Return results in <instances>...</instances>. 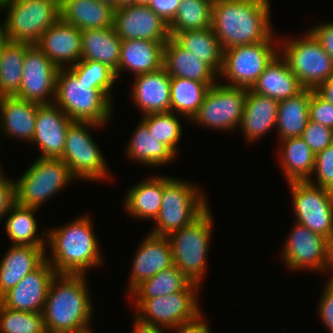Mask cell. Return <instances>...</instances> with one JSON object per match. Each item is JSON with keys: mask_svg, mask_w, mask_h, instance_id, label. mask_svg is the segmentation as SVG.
<instances>
[{"mask_svg": "<svg viewBox=\"0 0 333 333\" xmlns=\"http://www.w3.org/2000/svg\"><path fill=\"white\" fill-rule=\"evenodd\" d=\"M275 36L270 41L252 45H237L223 51V65L219 80L228 81L224 85L250 89L266 66L279 53ZM277 45V47H276Z\"/></svg>", "mask_w": 333, "mask_h": 333, "instance_id": "cell-13", "label": "cell"}, {"mask_svg": "<svg viewBox=\"0 0 333 333\" xmlns=\"http://www.w3.org/2000/svg\"><path fill=\"white\" fill-rule=\"evenodd\" d=\"M126 156L150 167L168 165L177 156L163 143L150 134L147 125L140 120L129 139Z\"/></svg>", "mask_w": 333, "mask_h": 333, "instance_id": "cell-32", "label": "cell"}, {"mask_svg": "<svg viewBox=\"0 0 333 333\" xmlns=\"http://www.w3.org/2000/svg\"><path fill=\"white\" fill-rule=\"evenodd\" d=\"M201 287L192 283L186 290L154 298H132L135 315L146 323L171 332L183 323L194 320L201 312L198 292ZM133 300V301H132Z\"/></svg>", "mask_w": 333, "mask_h": 333, "instance_id": "cell-11", "label": "cell"}, {"mask_svg": "<svg viewBox=\"0 0 333 333\" xmlns=\"http://www.w3.org/2000/svg\"><path fill=\"white\" fill-rule=\"evenodd\" d=\"M279 164L286 181H308L313 175L315 154L300 137L281 140Z\"/></svg>", "mask_w": 333, "mask_h": 333, "instance_id": "cell-33", "label": "cell"}, {"mask_svg": "<svg viewBox=\"0 0 333 333\" xmlns=\"http://www.w3.org/2000/svg\"><path fill=\"white\" fill-rule=\"evenodd\" d=\"M76 181L68 165L57 158H39L14 180L15 202L39 209L71 182Z\"/></svg>", "mask_w": 333, "mask_h": 333, "instance_id": "cell-8", "label": "cell"}, {"mask_svg": "<svg viewBox=\"0 0 333 333\" xmlns=\"http://www.w3.org/2000/svg\"><path fill=\"white\" fill-rule=\"evenodd\" d=\"M88 289L86 275H55L42 312L46 333H83L91 330L94 308Z\"/></svg>", "mask_w": 333, "mask_h": 333, "instance_id": "cell-2", "label": "cell"}, {"mask_svg": "<svg viewBox=\"0 0 333 333\" xmlns=\"http://www.w3.org/2000/svg\"><path fill=\"white\" fill-rule=\"evenodd\" d=\"M2 26L9 42L36 44L42 34L60 19L59 0H3Z\"/></svg>", "mask_w": 333, "mask_h": 333, "instance_id": "cell-7", "label": "cell"}, {"mask_svg": "<svg viewBox=\"0 0 333 333\" xmlns=\"http://www.w3.org/2000/svg\"><path fill=\"white\" fill-rule=\"evenodd\" d=\"M309 120L333 129V103L326 101L315 90L310 96Z\"/></svg>", "mask_w": 333, "mask_h": 333, "instance_id": "cell-46", "label": "cell"}, {"mask_svg": "<svg viewBox=\"0 0 333 333\" xmlns=\"http://www.w3.org/2000/svg\"><path fill=\"white\" fill-rule=\"evenodd\" d=\"M56 271L45 259L14 288L7 291L0 303L9 309L33 313L43 312L47 293Z\"/></svg>", "mask_w": 333, "mask_h": 333, "instance_id": "cell-18", "label": "cell"}, {"mask_svg": "<svg viewBox=\"0 0 333 333\" xmlns=\"http://www.w3.org/2000/svg\"><path fill=\"white\" fill-rule=\"evenodd\" d=\"M303 89L288 62L278 53L249 90L279 102L297 95Z\"/></svg>", "mask_w": 333, "mask_h": 333, "instance_id": "cell-28", "label": "cell"}, {"mask_svg": "<svg viewBox=\"0 0 333 333\" xmlns=\"http://www.w3.org/2000/svg\"><path fill=\"white\" fill-rule=\"evenodd\" d=\"M171 38L183 49L191 51L201 61L208 64L218 75L223 65V50L212 27L202 30H189L170 33Z\"/></svg>", "mask_w": 333, "mask_h": 333, "instance_id": "cell-35", "label": "cell"}, {"mask_svg": "<svg viewBox=\"0 0 333 333\" xmlns=\"http://www.w3.org/2000/svg\"><path fill=\"white\" fill-rule=\"evenodd\" d=\"M8 42H9V39L4 32L2 23H0V59L2 57L3 48L6 46V44Z\"/></svg>", "mask_w": 333, "mask_h": 333, "instance_id": "cell-54", "label": "cell"}, {"mask_svg": "<svg viewBox=\"0 0 333 333\" xmlns=\"http://www.w3.org/2000/svg\"><path fill=\"white\" fill-rule=\"evenodd\" d=\"M32 44L8 42L0 59V97L15 96L20 89L26 50Z\"/></svg>", "mask_w": 333, "mask_h": 333, "instance_id": "cell-38", "label": "cell"}, {"mask_svg": "<svg viewBox=\"0 0 333 333\" xmlns=\"http://www.w3.org/2000/svg\"><path fill=\"white\" fill-rule=\"evenodd\" d=\"M301 137L316 154L333 143V129L309 120Z\"/></svg>", "mask_w": 333, "mask_h": 333, "instance_id": "cell-45", "label": "cell"}, {"mask_svg": "<svg viewBox=\"0 0 333 333\" xmlns=\"http://www.w3.org/2000/svg\"><path fill=\"white\" fill-rule=\"evenodd\" d=\"M93 122L73 121L67 130L62 159L76 179L85 181L106 180L110 171L108 163L98 144L90 134L91 130L102 128Z\"/></svg>", "mask_w": 333, "mask_h": 333, "instance_id": "cell-9", "label": "cell"}, {"mask_svg": "<svg viewBox=\"0 0 333 333\" xmlns=\"http://www.w3.org/2000/svg\"><path fill=\"white\" fill-rule=\"evenodd\" d=\"M38 103L15 96L0 97V132L30 144L36 126Z\"/></svg>", "mask_w": 333, "mask_h": 333, "instance_id": "cell-23", "label": "cell"}, {"mask_svg": "<svg viewBox=\"0 0 333 333\" xmlns=\"http://www.w3.org/2000/svg\"><path fill=\"white\" fill-rule=\"evenodd\" d=\"M152 1L153 0H134V4L149 6Z\"/></svg>", "mask_w": 333, "mask_h": 333, "instance_id": "cell-56", "label": "cell"}, {"mask_svg": "<svg viewBox=\"0 0 333 333\" xmlns=\"http://www.w3.org/2000/svg\"><path fill=\"white\" fill-rule=\"evenodd\" d=\"M163 67L170 77L190 79L204 84H216L219 75L191 51L170 38L163 48Z\"/></svg>", "mask_w": 333, "mask_h": 333, "instance_id": "cell-27", "label": "cell"}, {"mask_svg": "<svg viewBox=\"0 0 333 333\" xmlns=\"http://www.w3.org/2000/svg\"><path fill=\"white\" fill-rule=\"evenodd\" d=\"M164 44L146 39L122 40L116 78L126 70L138 76L161 69Z\"/></svg>", "mask_w": 333, "mask_h": 333, "instance_id": "cell-25", "label": "cell"}, {"mask_svg": "<svg viewBox=\"0 0 333 333\" xmlns=\"http://www.w3.org/2000/svg\"><path fill=\"white\" fill-rule=\"evenodd\" d=\"M306 32L301 38L283 39V41L279 38V53L288 62L301 86L304 89L316 90L333 76V59L317 39L308 30Z\"/></svg>", "mask_w": 333, "mask_h": 333, "instance_id": "cell-10", "label": "cell"}, {"mask_svg": "<svg viewBox=\"0 0 333 333\" xmlns=\"http://www.w3.org/2000/svg\"><path fill=\"white\" fill-rule=\"evenodd\" d=\"M163 193V175L150 176L131 186L123 206L133 218L154 221L159 214Z\"/></svg>", "mask_w": 333, "mask_h": 333, "instance_id": "cell-30", "label": "cell"}, {"mask_svg": "<svg viewBox=\"0 0 333 333\" xmlns=\"http://www.w3.org/2000/svg\"><path fill=\"white\" fill-rule=\"evenodd\" d=\"M103 3L109 4L112 6L114 9H117V0H100Z\"/></svg>", "mask_w": 333, "mask_h": 333, "instance_id": "cell-57", "label": "cell"}, {"mask_svg": "<svg viewBox=\"0 0 333 333\" xmlns=\"http://www.w3.org/2000/svg\"><path fill=\"white\" fill-rule=\"evenodd\" d=\"M73 121L55 104H39L31 144L41 151L39 158L62 157L65 138Z\"/></svg>", "mask_w": 333, "mask_h": 333, "instance_id": "cell-19", "label": "cell"}, {"mask_svg": "<svg viewBox=\"0 0 333 333\" xmlns=\"http://www.w3.org/2000/svg\"><path fill=\"white\" fill-rule=\"evenodd\" d=\"M132 4H134V0H117V8Z\"/></svg>", "mask_w": 333, "mask_h": 333, "instance_id": "cell-55", "label": "cell"}, {"mask_svg": "<svg viewBox=\"0 0 333 333\" xmlns=\"http://www.w3.org/2000/svg\"><path fill=\"white\" fill-rule=\"evenodd\" d=\"M210 207L193 223L168 235L173 265L192 283L202 285L213 229Z\"/></svg>", "mask_w": 333, "mask_h": 333, "instance_id": "cell-6", "label": "cell"}, {"mask_svg": "<svg viewBox=\"0 0 333 333\" xmlns=\"http://www.w3.org/2000/svg\"><path fill=\"white\" fill-rule=\"evenodd\" d=\"M46 247L11 245L0 260V298L46 259Z\"/></svg>", "mask_w": 333, "mask_h": 333, "instance_id": "cell-26", "label": "cell"}, {"mask_svg": "<svg viewBox=\"0 0 333 333\" xmlns=\"http://www.w3.org/2000/svg\"><path fill=\"white\" fill-rule=\"evenodd\" d=\"M280 252L291 271L312 270L333 276V244L306 226L294 223ZM332 270V272H331Z\"/></svg>", "mask_w": 333, "mask_h": 333, "instance_id": "cell-12", "label": "cell"}, {"mask_svg": "<svg viewBox=\"0 0 333 333\" xmlns=\"http://www.w3.org/2000/svg\"><path fill=\"white\" fill-rule=\"evenodd\" d=\"M247 93V88L217 82L209 87L203 103L190 121L216 131L233 132L240 127Z\"/></svg>", "mask_w": 333, "mask_h": 333, "instance_id": "cell-14", "label": "cell"}, {"mask_svg": "<svg viewBox=\"0 0 333 333\" xmlns=\"http://www.w3.org/2000/svg\"><path fill=\"white\" fill-rule=\"evenodd\" d=\"M213 0H181L177 13L168 24L169 33L211 27Z\"/></svg>", "mask_w": 333, "mask_h": 333, "instance_id": "cell-40", "label": "cell"}, {"mask_svg": "<svg viewBox=\"0 0 333 333\" xmlns=\"http://www.w3.org/2000/svg\"><path fill=\"white\" fill-rule=\"evenodd\" d=\"M113 26L121 40L166 43L171 38L168 24L145 5L132 4L115 9Z\"/></svg>", "mask_w": 333, "mask_h": 333, "instance_id": "cell-17", "label": "cell"}, {"mask_svg": "<svg viewBox=\"0 0 333 333\" xmlns=\"http://www.w3.org/2000/svg\"><path fill=\"white\" fill-rule=\"evenodd\" d=\"M192 282L175 266L163 270L136 286L128 298H154L186 290Z\"/></svg>", "mask_w": 333, "mask_h": 333, "instance_id": "cell-39", "label": "cell"}, {"mask_svg": "<svg viewBox=\"0 0 333 333\" xmlns=\"http://www.w3.org/2000/svg\"><path fill=\"white\" fill-rule=\"evenodd\" d=\"M0 333H46L43 313L9 309L0 303Z\"/></svg>", "mask_w": 333, "mask_h": 333, "instance_id": "cell-43", "label": "cell"}, {"mask_svg": "<svg viewBox=\"0 0 333 333\" xmlns=\"http://www.w3.org/2000/svg\"><path fill=\"white\" fill-rule=\"evenodd\" d=\"M134 77L131 100L142 116L170 112L171 77L164 67Z\"/></svg>", "mask_w": 333, "mask_h": 333, "instance_id": "cell-22", "label": "cell"}, {"mask_svg": "<svg viewBox=\"0 0 333 333\" xmlns=\"http://www.w3.org/2000/svg\"><path fill=\"white\" fill-rule=\"evenodd\" d=\"M81 60H93L105 64L114 72L118 70L122 40L114 26L81 31Z\"/></svg>", "mask_w": 333, "mask_h": 333, "instance_id": "cell-31", "label": "cell"}, {"mask_svg": "<svg viewBox=\"0 0 333 333\" xmlns=\"http://www.w3.org/2000/svg\"><path fill=\"white\" fill-rule=\"evenodd\" d=\"M23 66L20 89L15 97L40 105L54 103L59 69L35 44L26 50Z\"/></svg>", "mask_w": 333, "mask_h": 333, "instance_id": "cell-16", "label": "cell"}, {"mask_svg": "<svg viewBox=\"0 0 333 333\" xmlns=\"http://www.w3.org/2000/svg\"><path fill=\"white\" fill-rule=\"evenodd\" d=\"M315 91L326 101L333 103V76L324 81Z\"/></svg>", "mask_w": 333, "mask_h": 333, "instance_id": "cell-53", "label": "cell"}, {"mask_svg": "<svg viewBox=\"0 0 333 333\" xmlns=\"http://www.w3.org/2000/svg\"><path fill=\"white\" fill-rule=\"evenodd\" d=\"M114 8L100 0H62L60 18L68 24L84 29L113 26Z\"/></svg>", "mask_w": 333, "mask_h": 333, "instance_id": "cell-29", "label": "cell"}, {"mask_svg": "<svg viewBox=\"0 0 333 333\" xmlns=\"http://www.w3.org/2000/svg\"><path fill=\"white\" fill-rule=\"evenodd\" d=\"M58 69H67L81 60V30L61 18L35 44Z\"/></svg>", "mask_w": 333, "mask_h": 333, "instance_id": "cell-20", "label": "cell"}, {"mask_svg": "<svg viewBox=\"0 0 333 333\" xmlns=\"http://www.w3.org/2000/svg\"><path fill=\"white\" fill-rule=\"evenodd\" d=\"M3 173H2V170H1V164H0V176L2 175Z\"/></svg>", "mask_w": 333, "mask_h": 333, "instance_id": "cell-59", "label": "cell"}, {"mask_svg": "<svg viewBox=\"0 0 333 333\" xmlns=\"http://www.w3.org/2000/svg\"><path fill=\"white\" fill-rule=\"evenodd\" d=\"M37 208L25 207L16 202L11 206L6 214L5 232L7 233L12 245L20 246H47V232L38 233V222L35 217ZM39 235V236H38ZM43 236V237H42Z\"/></svg>", "mask_w": 333, "mask_h": 333, "instance_id": "cell-34", "label": "cell"}, {"mask_svg": "<svg viewBox=\"0 0 333 333\" xmlns=\"http://www.w3.org/2000/svg\"><path fill=\"white\" fill-rule=\"evenodd\" d=\"M312 89H303L297 95L279 101L276 130L279 141L300 137L309 121V101Z\"/></svg>", "mask_w": 333, "mask_h": 333, "instance_id": "cell-36", "label": "cell"}, {"mask_svg": "<svg viewBox=\"0 0 333 333\" xmlns=\"http://www.w3.org/2000/svg\"><path fill=\"white\" fill-rule=\"evenodd\" d=\"M92 221L84 214L64 226L46 230V248L51 251L50 257L46 253V260L57 274L87 275V270L103 263Z\"/></svg>", "mask_w": 333, "mask_h": 333, "instance_id": "cell-3", "label": "cell"}, {"mask_svg": "<svg viewBox=\"0 0 333 333\" xmlns=\"http://www.w3.org/2000/svg\"><path fill=\"white\" fill-rule=\"evenodd\" d=\"M295 222L326 237L333 244V191L308 181L288 182Z\"/></svg>", "mask_w": 333, "mask_h": 333, "instance_id": "cell-15", "label": "cell"}, {"mask_svg": "<svg viewBox=\"0 0 333 333\" xmlns=\"http://www.w3.org/2000/svg\"><path fill=\"white\" fill-rule=\"evenodd\" d=\"M279 102L248 89L240 131L249 143L262 139L276 127Z\"/></svg>", "mask_w": 333, "mask_h": 333, "instance_id": "cell-24", "label": "cell"}, {"mask_svg": "<svg viewBox=\"0 0 333 333\" xmlns=\"http://www.w3.org/2000/svg\"><path fill=\"white\" fill-rule=\"evenodd\" d=\"M173 265L172 250L167 236L147 233L135 252L127 294L141 282L152 278Z\"/></svg>", "mask_w": 333, "mask_h": 333, "instance_id": "cell-21", "label": "cell"}, {"mask_svg": "<svg viewBox=\"0 0 333 333\" xmlns=\"http://www.w3.org/2000/svg\"><path fill=\"white\" fill-rule=\"evenodd\" d=\"M313 174L309 183L333 191V143L315 154ZM312 177L316 180L313 181Z\"/></svg>", "mask_w": 333, "mask_h": 333, "instance_id": "cell-44", "label": "cell"}, {"mask_svg": "<svg viewBox=\"0 0 333 333\" xmlns=\"http://www.w3.org/2000/svg\"><path fill=\"white\" fill-rule=\"evenodd\" d=\"M270 0H213L211 27L222 50L270 41Z\"/></svg>", "mask_w": 333, "mask_h": 333, "instance_id": "cell-1", "label": "cell"}, {"mask_svg": "<svg viewBox=\"0 0 333 333\" xmlns=\"http://www.w3.org/2000/svg\"><path fill=\"white\" fill-rule=\"evenodd\" d=\"M322 292L321 299L318 301L317 313L325 327L330 333H333V276L328 278Z\"/></svg>", "mask_w": 333, "mask_h": 333, "instance_id": "cell-47", "label": "cell"}, {"mask_svg": "<svg viewBox=\"0 0 333 333\" xmlns=\"http://www.w3.org/2000/svg\"><path fill=\"white\" fill-rule=\"evenodd\" d=\"M54 103L72 120L106 125L112 117L113 99L95 89L68 70L59 69L56 76Z\"/></svg>", "mask_w": 333, "mask_h": 333, "instance_id": "cell-5", "label": "cell"}, {"mask_svg": "<svg viewBox=\"0 0 333 333\" xmlns=\"http://www.w3.org/2000/svg\"><path fill=\"white\" fill-rule=\"evenodd\" d=\"M196 184L163 175V193L160 211L149 233L168 236L188 226L209 207L205 192Z\"/></svg>", "mask_w": 333, "mask_h": 333, "instance_id": "cell-4", "label": "cell"}, {"mask_svg": "<svg viewBox=\"0 0 333 333\" xmlns=\"http://www.w3.org/2000/svg\"><path fill=\"white\" fill-rule=\"evenodd\" d=\"M133 316L135 317L133 319L132 333H166L165 331H167L165 328L141 321L136 315Z\"/></svg>", "mask_w": 333, "mask_h": 333, "instance_id": "cell-52", "label": "cell"}, {"mask_svg": "<svg viewBox=\"0 0 333 333\" xmlns=\"http://www.w3.org/2000/svg\"><path fill=\"white\" fill-rule=\"evenodd\" d=\"M190 79L171 77L170 112L177 113L190 120L203 103L210 86Z\"/></svg>", "mask_w": 333, "mask_h": 333, "instance_id": "cell-37", "label": "cell"}, {"mask_svg": "<svg viewBox=\"0 0 333 333\" xmlns=\"http://www.w3.org/2000/svg\"><path fill=\"white\" fill-rule=\"evenodd\" d=\"M321 44L325 52L333 59V22L314 24L308 30Z\"/></svg>", "mask_w": 333, "mask_h": 333, "instance_id": "cell-49", "label": "cell"}, {"mask_svg": "<svg viewBox=\"0 0 333 333\" xmlns=\"http://www.w3.org/2000/svg\"><path fill=\"white\" fill-rule=\"evenodd\" d=\"M15 203L14 179L7 178L3 174L0 176V222Z\"/></svg>", "mask_w": 333, "mask_h": 333, "instance_id": "cell-48", "label": "cell"}, {"mask_svg": "<svg viewBox=\"0 0 333 333\" xmlns=\"http://www.w3.org/2000/svg\"><path fill=\"white\" fill-rule=\"evenodd\" d=\"M83 333H94V332H92V330H89V331H86V332H83Z\"/></svg>", "mask_w": 333, "mask_h": 333, "instance_id": "cell-58", "label": "cell"}, {"mask_svg": "<svg viewBox=\"0 0 333 333\" xmlns=\"http://www.w3.org/2000/svg\"><path fill=\"white\" fill-rule=\"evenodd\" d=\"M209 326L201 312L194 320L181 324L173 331L175 333H212Z\"/></svg>", "mask_w": 333, "mask_h": 333, "instance_id": "cell-51", "label": "cell"}, {"mask_svg": "<svg viewBox=\"0 0 333 333\" xmlns=\"http://www.w3.org/2000/svg\"><path fill=\"white\" fill-rule=\"evenodd\" d=\"M181 0H153L149 7L169 24L177 13Z\"/></svg>", "mask_w": 333, "mask_h": 333, "instance_id": "cell-50", "label": "cell"}, {"mask_svg": "<svg viewBox=\"0 0 333 333\" xmlns=\"http://www.w3.org/2000/svg\"><path fill=\"white\" fill-rule=\"evenodd\" d=\"M141 118L149 128L150 134L177 156L178 143L183 134L180 117L174 112H166L143 115Z\"/></svg>", "mask_w": 333, "mask_h": 333, "instance_id": "cell-41", "label": "cell"}, {"mask_svg": "<svg viewBox=\"0 0 333 333\" xmlns=\"http://www.w3.org/2000/svg\"><path fill=\"white\" fill-rule=\"evenodd\" d=\"M67 69L78 81L92 85L95 89H101L112 98L111 89L117 78L115 72L105 64L93 60H80Z\"/></svg>", "mask_w": 333, "mask_h": 333, "instance_id": "cell-42", "label": "cell"}]
</instances>
